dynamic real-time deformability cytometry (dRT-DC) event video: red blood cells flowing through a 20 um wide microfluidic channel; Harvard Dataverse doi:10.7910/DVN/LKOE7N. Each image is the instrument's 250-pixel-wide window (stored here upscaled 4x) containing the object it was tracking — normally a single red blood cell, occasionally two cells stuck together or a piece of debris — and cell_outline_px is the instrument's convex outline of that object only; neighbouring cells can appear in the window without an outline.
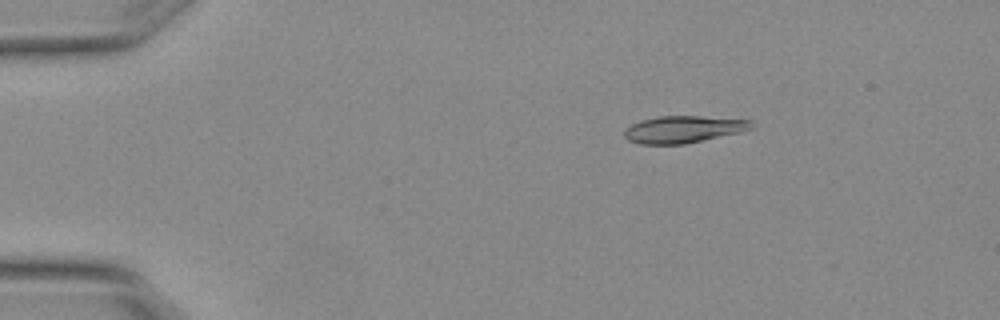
{"species": "Egyptian fruit bat (a non-hibernating species)", "species_latin": "Rousettus aegyptiacus", "temperature_condition": "warm", "stored_images_in_passage": 5, "camera_frame_rate_fps": 3000, "um_per_image_px": 0.085, "animal": {"sex": "female"}, "frame": {"image": 1, "passage_image": 3, "time_ms": 0.667, "image_size_px": [1000, 320], "cell_outline_px": [[752, 128], [740, 132], [684, 144], [640, 144], [628, 140], [624, 136], [624, 132], [632, 124], [640, 120], [660, 116], [700, 116], [752, 120]], "centroid_in_image_um": [58.08, 10.99], "position_along_channel_um": 26.9, "area_um2": 19.83}}
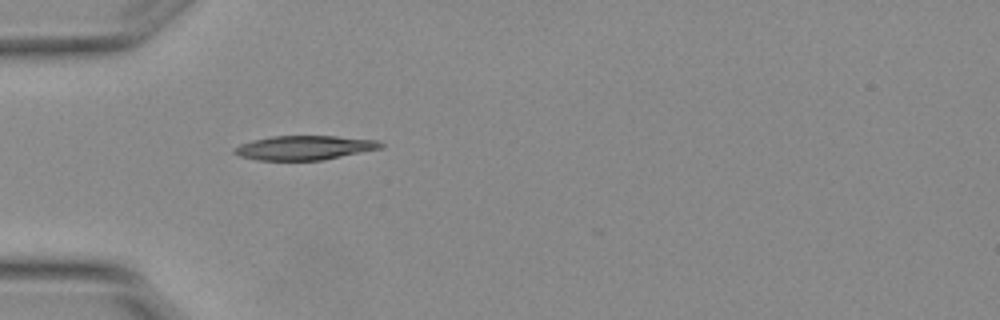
{"frame": {"image": 2, "passage_image": 5, "time_ms": 1.333, "image_size_px": [1000, 320], "cell_outline_px": [[384, 144], [380, 148], [324, 160], [256, 160], [240, 156], [232, 152], [232, 148], [240, 144], [252, 140], [272, 136], [336, 136], [380, 140]], "centroid_in_image_um": [25.85, 12.55], "position_along_channel_um": 59.1, "area_um2": 20.75}}